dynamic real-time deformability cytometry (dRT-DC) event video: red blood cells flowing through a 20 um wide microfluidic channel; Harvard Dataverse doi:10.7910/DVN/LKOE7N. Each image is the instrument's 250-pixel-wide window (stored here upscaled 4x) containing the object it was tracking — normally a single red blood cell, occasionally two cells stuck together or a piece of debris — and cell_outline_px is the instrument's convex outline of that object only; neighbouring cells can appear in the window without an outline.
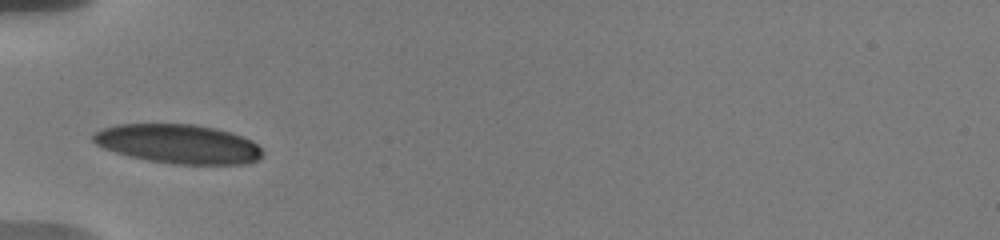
{"species": "human", "species_latin": "Homo sapiens", "temperature_condition": "warm", "stored_images_in_passage": 69, "camera_frame_rate_fps": 3000, "um_per_image_px": 0.085, "donor": {"sex": "male"}, "frame": {"image": 1, "passage_image": 1, "time_ms": 0.0, "image_size_px": [1000, 240], "cell_outline_px": [[264, 156], [256, 160], [244, 164], [172, 164], [148, 160], [116, 152], [104, 148], [96, 144], [92, 140], [92, 132], [100, 128], [116, 124], [192, 124], [216, 128], [232, 132], [244, 136], [252, 140], [264, 152]], "centroid_in_image_um": [15.16, 12.22], "position_along_channel_um": 69.8, "area_um2": 38.9}}
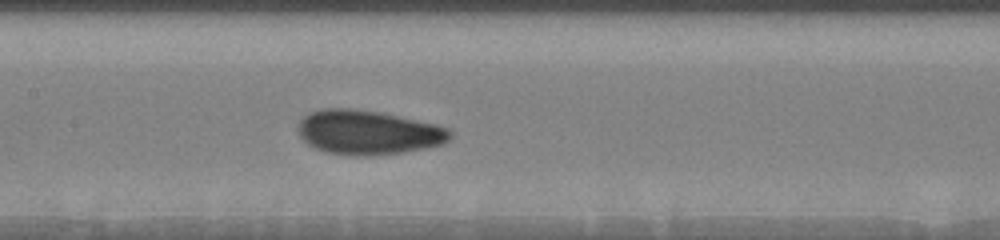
{"frame": {"image": 2, "passage_image": 15, "time_ms": 3.0, "image_size_px": [1000, 240], "cell_outline_px": [[452, 140], [444, 144], [424, 148], [400, 152], [368, 156], [352, 156], [328, 152], [316, 148], [308, 144], [300, 136], [300, 120], [308, 112], [320, 108], [352, 108], [380, 112], [436, 124], [452, 128]], "centroid_in_image_um": [31.34, 11.24], "position_along_channel_um": 176.1, "area_um2": 39.42}}
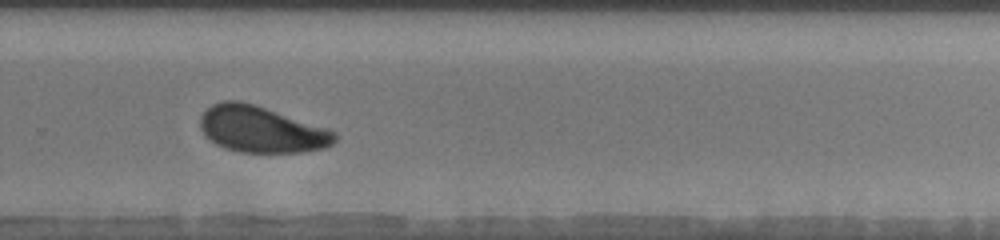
{"frame": {"image": 3, "passage_image": 43, "time_ms": 6.667, "image_size_px": [1000, 240], "cell_outline_px": [[336, 140], [332, 144], [324, 148], [300, 152], [240, 152], [224, 148], [216, 144], [204, 136], [200, 128], [200, 116], [212, 104], [224, 100], [240, 100], [256, 104], [328, 128], [336, 132]], "centroid_in_image_um": [22.2, 10.98], "position_along_channel_um": 307.6, "area_um2": 36.59}, "authors_computed_cell_mechanics": {"area_um2": 37.6278, "velocity_mm_per_s": 3.5906, "shape_relaxation_time_tau1_ms": 4.0279, "shape_relaxation_time_tau2_ms": 1.6649, "deformation_change_tau1": 0.1506, "deformation_change_tau2": 0.0704}}